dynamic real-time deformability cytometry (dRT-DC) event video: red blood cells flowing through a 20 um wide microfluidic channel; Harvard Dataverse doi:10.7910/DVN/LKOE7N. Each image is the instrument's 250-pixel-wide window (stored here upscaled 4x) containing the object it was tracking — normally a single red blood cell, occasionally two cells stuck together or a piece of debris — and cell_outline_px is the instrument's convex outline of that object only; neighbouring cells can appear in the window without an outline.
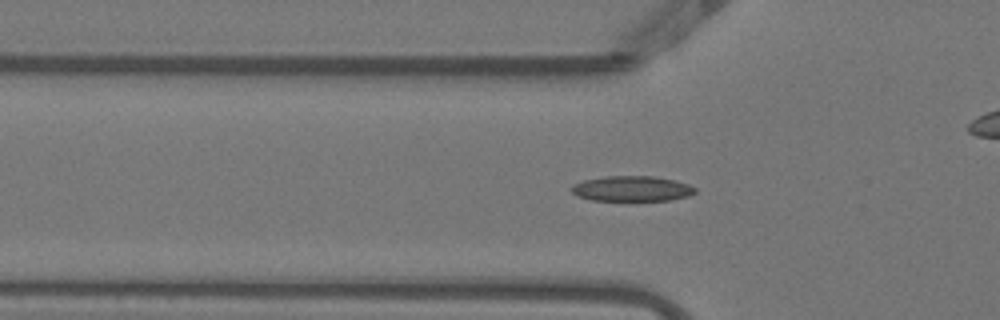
{"species": "Egyptian fruit bat (a non-hibernating species)", "species_latin": "Rousettus aegyptiacus", "temperature_condition": "warm", "stored_images_in_passage": 45, "camera_frame_rate_fps": 3000, "um_per_image_px": 0.085, "animal": {"sex": "female"}, "frame": {"image": 1, "passage_image": 13, "time_ms": 4.0, "image_size_px": [1000, 320], "cell_outline_px": [[696, 192], [688, 196], [672, 200], [628, 204], [592, 200], [576, 196], [572, 192], [572, 184], [584, 180], [604, 176], [652, 176], [676, 180], [688, 184], [696, 188]], "centroid_in_image_um": [53.71, 16.09], "position_along_channel_um": 72.1, "area_um2": 19.42}}
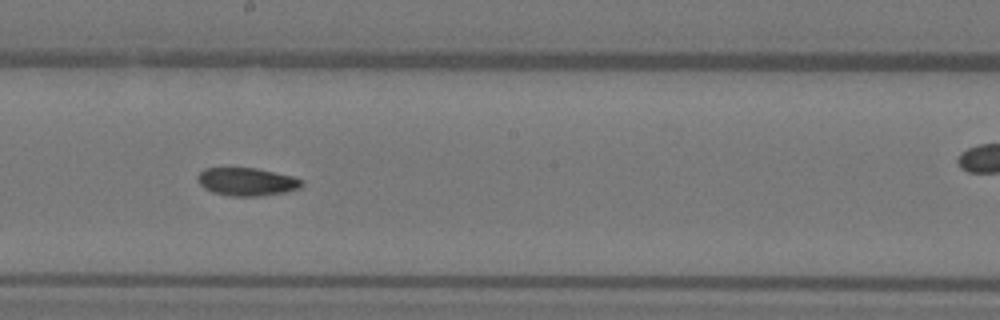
{"frame": {"image": 2, "passage_image": 25, "time_ms": 8.0, "image_size_px": [1000, 320], "cell_outline_px": [[304, 184], [300, 188], [284, 192], [260, 196], [232, 196], [212, 192], [204, 188], [200, 184], [196, 176], [204, 168], [256, 168], [292, 176], [304, 180]], "centroid_in_image_um": [20.98, 15.44], "position_along_channel_um": 227.2, "area_um2": 16.99}}
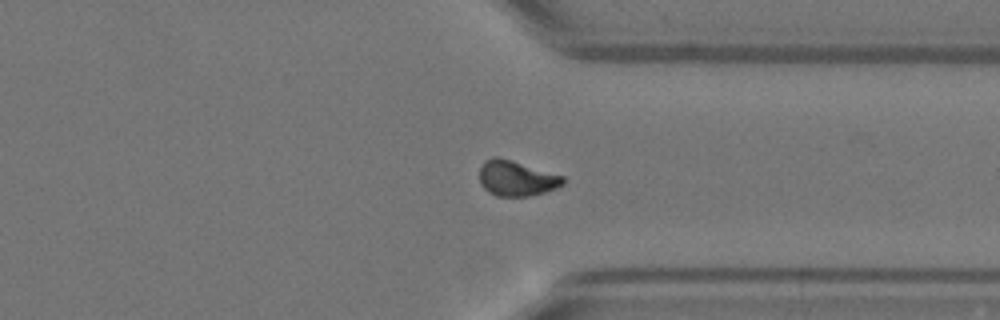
{"frame": {"image": 3, "passage_image": 36, "time_ms": 11.667, "image_size_px": [1000, 320], "cell_outline_px": [[564, 184], [556, 188], [544, 192], [528, 196], [496, 196], [488, 192], [480, 184], [480, 168], [484, 160], [492, 156], [500, 156], [564, 176]], "centroid_in_image_um": [43.87, 15.14], "position_along_channel_um": 367.5, "area_um2": 17.4}, "authors_computed_cell_mechanics": {"area_um2": 17.2244, "velocity_mm_per_s": 3.8498, "shape_relaxation_time_tau1_ms": null, "shape_relaxation_time_tau2_ms": 5.4753, "deformation_change_tau1": null, "deformation_change_tau2": 0.0946}}